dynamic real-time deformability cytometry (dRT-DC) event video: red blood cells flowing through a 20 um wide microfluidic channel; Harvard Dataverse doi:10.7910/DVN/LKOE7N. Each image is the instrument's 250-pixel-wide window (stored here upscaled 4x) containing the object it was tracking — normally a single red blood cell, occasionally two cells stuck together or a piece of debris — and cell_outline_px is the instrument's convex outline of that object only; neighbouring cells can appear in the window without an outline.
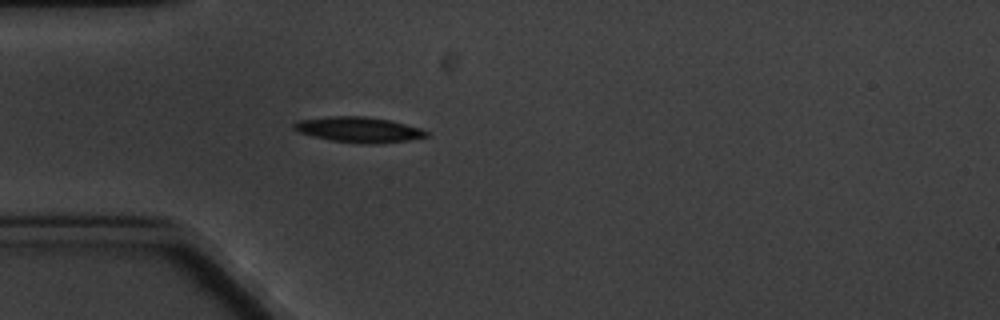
{"species": "common noctule bat (a hibernating species)", "species_latin": "Nyctalus noctula", "temperature_condition": "cold", "stored_images_in_passage": 2, "camera_frame_rate_fps": 3000, "um_per_image_px": 0.085, "animal": {"sex": "male", "body_mass_g": 20.1, "forearm_length_mm": 53.5}, "frame": {"image": 1, "passage_image": 2, "time_ms": 1.333, "image_size_px": [1000, 320], "cell_outline_px": [[428, 136], [408, 140], [376, 144], [364, 144], [332, 140], [312, 136], [300, 132], [292, 128], [292, 124], [296, 120], [328, 116], [364, 116], [392, 120], [420, 128], [428, 132]], "centroid_in_image_um": [30.47, 11.01], "position_along_channel_um": 54.5, "area_um2": 19.71}}